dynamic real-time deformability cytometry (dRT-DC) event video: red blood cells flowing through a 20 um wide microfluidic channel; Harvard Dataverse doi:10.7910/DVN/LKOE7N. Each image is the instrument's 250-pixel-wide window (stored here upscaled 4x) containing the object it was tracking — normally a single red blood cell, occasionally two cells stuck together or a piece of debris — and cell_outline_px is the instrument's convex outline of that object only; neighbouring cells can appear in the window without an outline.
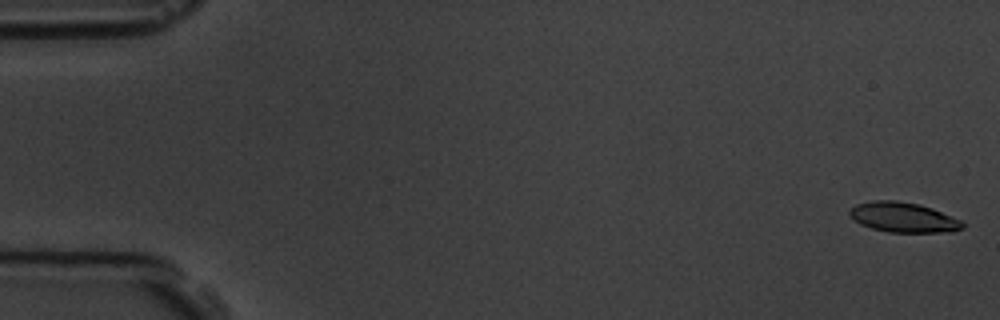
{"species": "common noctule bat (a hibernating species)", "species_latin": "Nyctalus noctula", "temperature_condition": "room temperature", "stored_images_in_passage": 7, "camera_frame_rate_fps": 3000, "um_per_image_px": 0.085, "animal": {"sex": "male", "body_mass_g": 19.5, "forearm_length_mm": 54.6}, "frame": {"image": 1, "passage_image": 1, "time_ms": 0.0, "image_size_px": [1000, 320], "cell_outline_px": [[964, 228], [952, 232], [888, 232], [872, 228], [860, 224], [848, 212], [856, 204], [872, 200], [896, 200], [920, 204], [932, 208], [960, 220], [964, 224]], "centroid_in_image_um": [76.8, 18.47], "position_along_channel_um": 8.2, "area_um2": 19.65}}
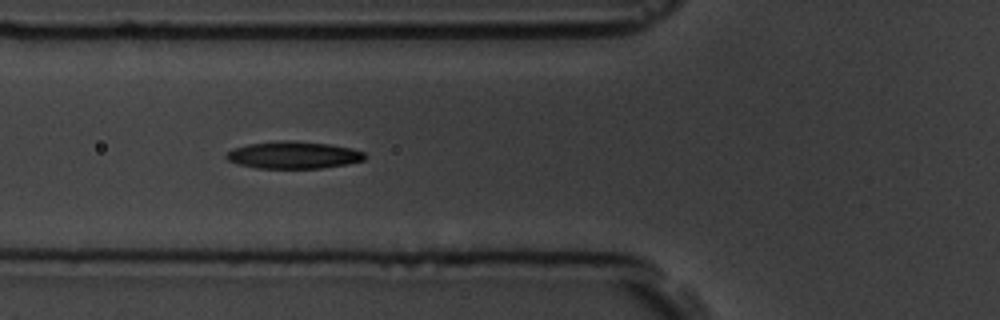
{"frame": {"image": 2, "passage_image": 6, "time_ms": 6.667, "image_size_px": [1000, 320], "cell_outline_px": [[368, 156], [364, 160], [348, 164], [324, 168], [256, 168], [240, 164], [228, 160], [224, 156], [232, 148], [248, 144], [284, 140], [288, 140], [328, 144], [352, 148], [364, 152]], "centroid_in_image_um": [24.97, 13.18], "position_along_channel_um": 100.8, "area_um2": 21.96}}
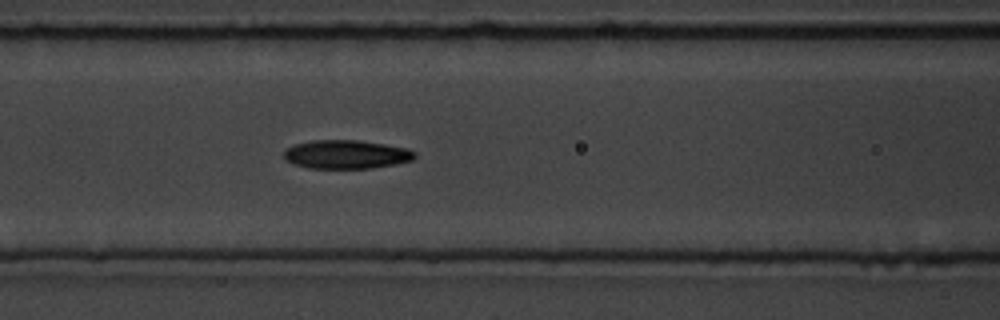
{"frame": {"image": 3, "passage_image": 7, "time_ms": 7.667, "image_size_px": [1000, 320], "cell_outline_px": [[416, 156], [412, 160], [372, 168], [308, 168], [292, 164], [284, 160], [284, 148], [292, 144], [312, 140], [356, 140], [384, 144], [408, 148], [416, 152]], "centroid_in_image_um": [29.37, 13.12], "position_along_channel_um": 137.2, "area_um2": 22.02}}